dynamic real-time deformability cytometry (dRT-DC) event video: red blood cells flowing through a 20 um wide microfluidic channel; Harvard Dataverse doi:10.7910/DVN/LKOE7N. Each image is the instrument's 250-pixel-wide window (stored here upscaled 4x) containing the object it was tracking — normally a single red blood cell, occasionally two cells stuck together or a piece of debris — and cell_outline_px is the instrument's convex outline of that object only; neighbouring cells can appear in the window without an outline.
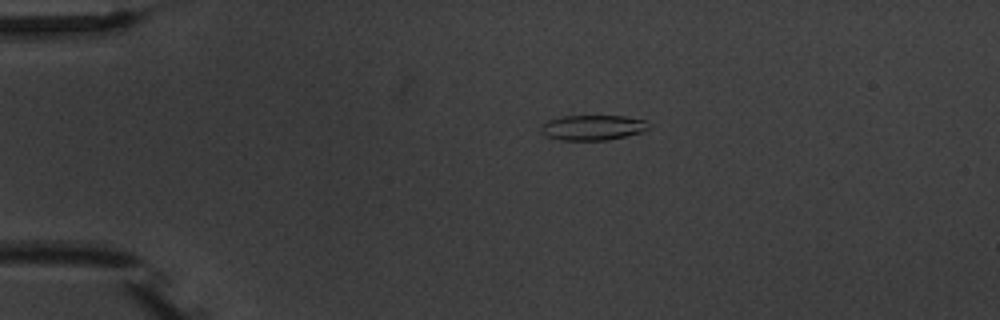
{"species": "common noctule bat (a hibernating species)", "species_latin": "Nyctalus noctula", "temperature_condition": "warm", "stored_images_in_passage": 5, "camera_frame_rate_fps": 3000, "um_per_image_px": 0.085, "animal": {"sex": "male", "body_mass_g": 20.1, "forearm_length_mm": 53.5}, "frame": {"image": 1, "passage_image": 3, "time_ms": 3.0, "image_size_px": [1000, 320], "cell_outline_px": [[648, 128], [644, 132], [608, 140], [560, 140], [544, 136], [540, 132], [540, 128], [548, 120], [564, 116], [624, 116], [644, 120]], "centroid_in_image_um": [50.34, 10.85], "position_along_channel_um": 34.7, "area_um2": 15.78}}
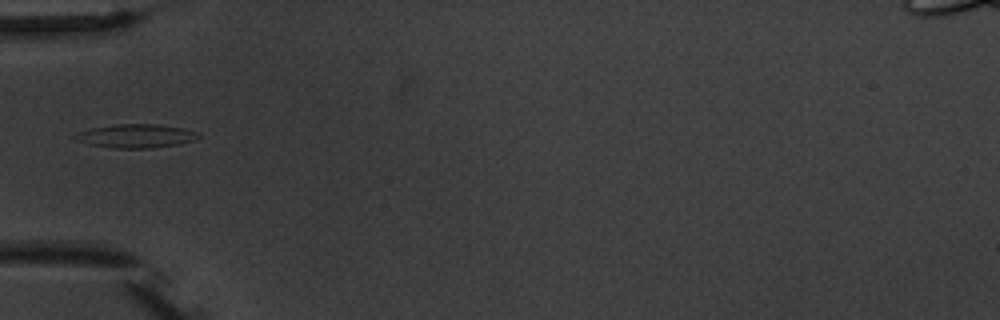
{"frame": {"image": 2, "passage_image": 4, "time_ms": 5.333, "image_size_px": [1000, 320], "cell_outline_px": [[200, 136], [192, 140], [180, 144], [152, 148], [112, 148], [88, 144], [76, 140], [72, 136], [76, 132], [88, 128], [116, 124], [156, 124], [184, 128], [200, 132]], "centroid_in_image_um": [11.52, 11.55], "position_along_channel_um": 73.5, "area_um2": 17.22}}